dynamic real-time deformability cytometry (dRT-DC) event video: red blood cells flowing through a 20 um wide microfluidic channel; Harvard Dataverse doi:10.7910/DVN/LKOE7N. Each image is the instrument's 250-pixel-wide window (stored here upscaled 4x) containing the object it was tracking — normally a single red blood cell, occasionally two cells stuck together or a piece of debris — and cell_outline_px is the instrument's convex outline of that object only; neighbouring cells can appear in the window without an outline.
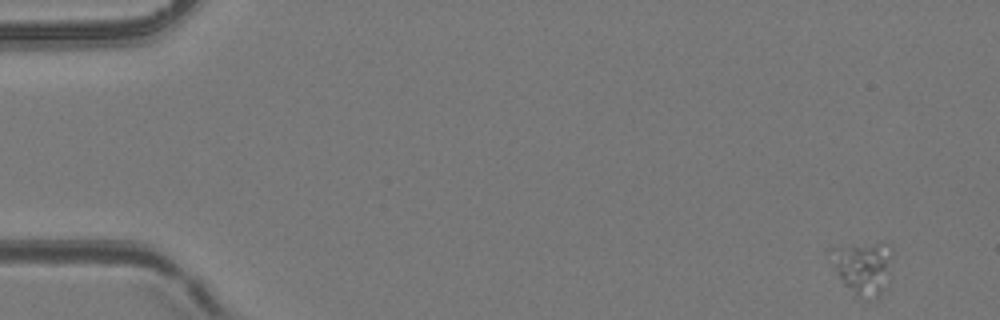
{"species": "common noctule bat (a hibernating species)", "species_latin": "Nyctalus noctula", "temperature_condition": "room temperature", "stored_images_in_passage": 5, "camera_frame_rate_fps": 3000, "um_per_image_px": 0.085, "animal": {"sex": "female", "body_mass_g": 24.6, "forearm_length_mm": 56.2}, "frame": {"image": 1, "passage_image": 1, "time_ms": 0.0, "image_size_px": [1000, 320], "cell_outline_px": [[892, 252], [880, 292], [876, 296], [868, 300], [860, 296], [844, 284], [836, 268], [828, 248], [876, 244], [888, 244], [892, 248]], "centroid_in_image_um": [73.33, 22.72], "position_along_channel_um": 11.7, "area_um2": 17.34}}
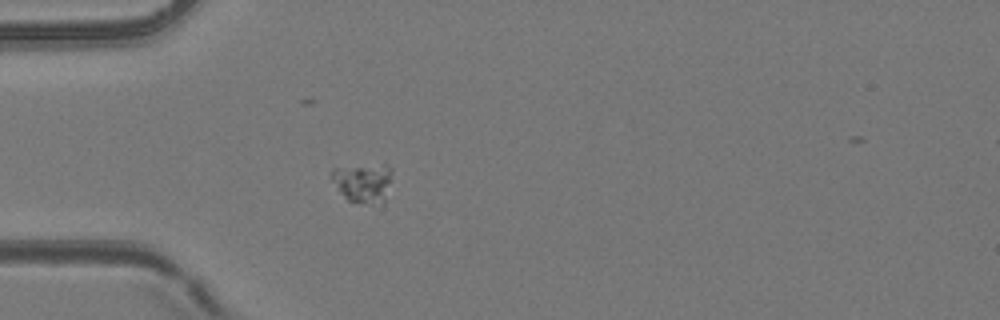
{"frame": {"image": 2, "passage_image": 5, "time_ms": 1.333, "image_size_px": [1000, 320], "cell_outline_px": [[392, 172], [384, 200], [364, 204], [348, 200], [340, 192], [332, 180], [332, 168], [384, 164], [392, 168]], "centroid_in_image_um": [30.85, 15.5], "position_along_channel_um": 54.2, "area_um2": 13.41}}